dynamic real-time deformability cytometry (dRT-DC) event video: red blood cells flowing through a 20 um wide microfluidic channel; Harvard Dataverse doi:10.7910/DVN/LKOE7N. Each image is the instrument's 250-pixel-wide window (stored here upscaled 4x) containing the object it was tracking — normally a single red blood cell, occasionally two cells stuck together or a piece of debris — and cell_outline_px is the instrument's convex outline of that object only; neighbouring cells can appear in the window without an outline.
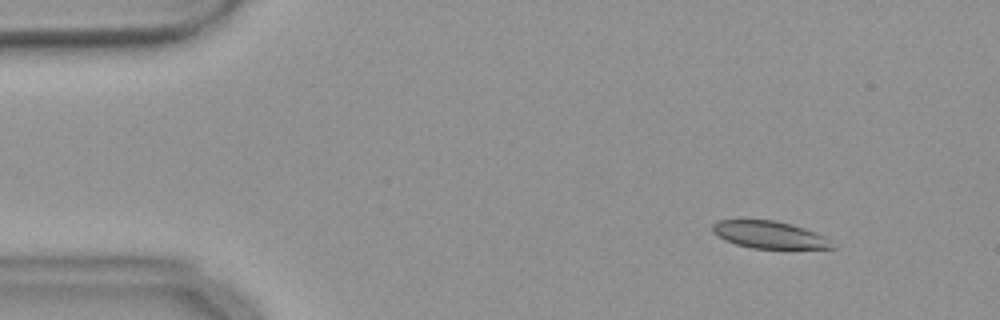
{"species": "common noctule bat (a hibernating species)", "species_latin": "Nyctalus noctula", "temperature_condition": "warm", "stored_images_in_passage": 55, "camera_frame_rate_fps": 3000, "um_per_image_px": 0.085, "animal": {"sex": "female", "body_mass_g": 18.4}, "frame": {"image": 1, "passage_image": 6, "time_ms": 1.667, "image_size_px": [1000, 320], "cell_outline_px": [[836, 248], [752, 248], [736, 244], [724, 240], [712, 232], [712, 224], [716, 220], [776, 220], [792, 224], [804, 228], [824, 236]], "centroid_in_image_um": [65.33, 19.94], "position_along_channel_um": 19.7, "area_um2": 18.84}}
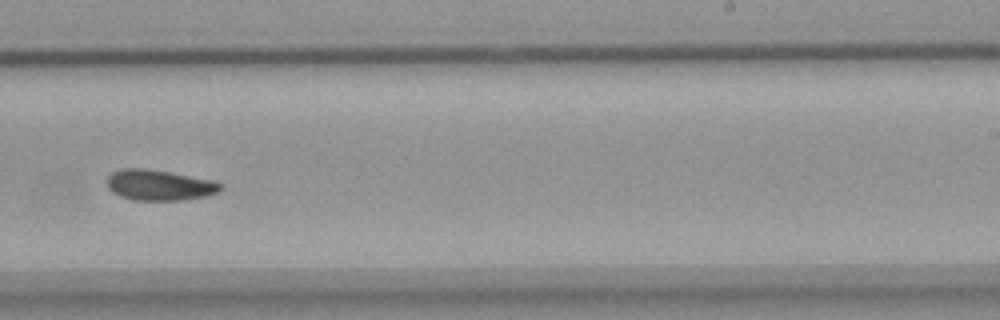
{"frame": {"image": 2, "passage_image": 34, "time_ms": 11.0, "image_size_px": [1000, 320], "cell_outline_px": [[224, 188], [208, 196], [180, 200], [132, 200], [120, 196], [112, 192], [108, 188], [108, 176], [112, 172], [120, 168], [144, 168], [168, 172], [212, 180], [224, 184]], "centroid_in_image_um": [13.54, 15.73], "position_along_channel_um": 275.5, "area_um2": 20.29}}
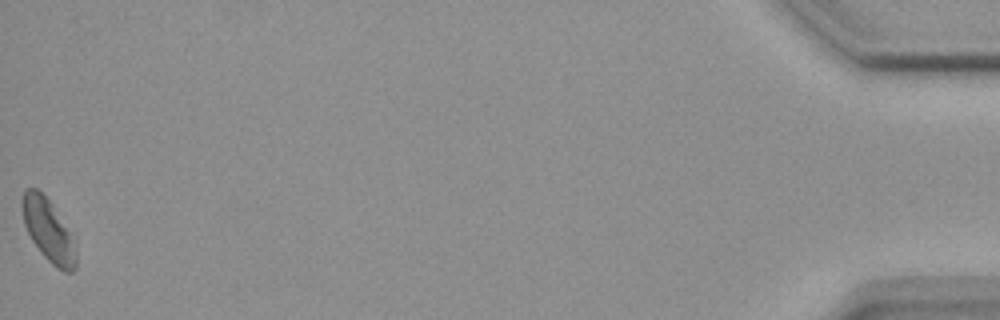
{"frame": {"image": 3, "passage_image": 55, "time_ms": 18.0, "image_size_px": [1000, 320], "cell_outline_px": [[76, 268], [72, 272], [64, 272], [52, 264], [40, 252], [32, 240], [24, 224], [20, 204], [20, 200], [24, 192], [28, 188], [36, 188], [52, 204], [68, 232], [76, 252]], "centroid_in_image_um": [4.06, 19.59], "position_along_channel_um": 431.1, "area_um2": 19.07}, "authors_computed_cell_mechanics": {"area_um2": 20.1144, "velocity_mm_per_s": 3.6481, "shape_relaxation_time_tau1_ms": null, "shape_relaxation_time_tau2_ms": 10.9005, "deformation_change_tau1": null, "deformation_change_tau2": 0.1527}}